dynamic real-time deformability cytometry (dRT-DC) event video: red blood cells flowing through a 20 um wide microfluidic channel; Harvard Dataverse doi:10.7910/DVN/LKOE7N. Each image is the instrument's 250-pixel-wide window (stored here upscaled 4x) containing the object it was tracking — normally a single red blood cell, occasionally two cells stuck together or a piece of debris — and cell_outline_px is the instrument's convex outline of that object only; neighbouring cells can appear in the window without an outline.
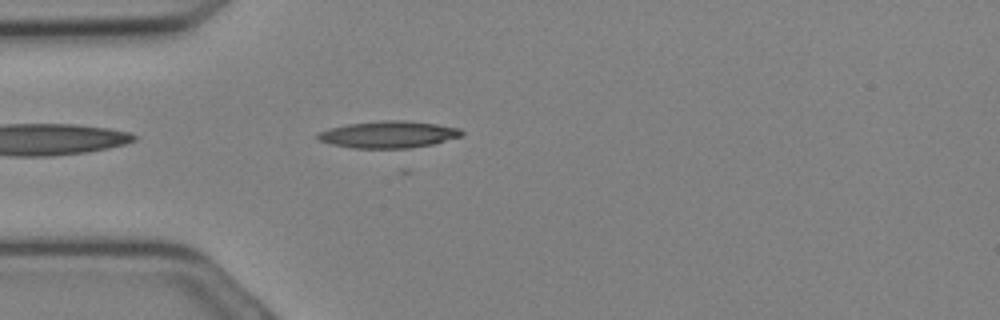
{"species": "Egyptian fruit bat (a non-hibernating species)", "species_latin": "Rousettus aegyptiacus", "temperature_condition": "cold", "stored_images_in_passage": 11, "camera_frame_rate_fps": 3000, "um_per_image_px": 0.085, "animal": {"sex": "female"}, "frame": {"image": 1, "passage_image": 3, "time_ms": 0.667, "image_size_px": [1000, 320], "cell_outline_px": [[464, 132], [460, 136], [404, 152], [400, 152], [352, 148], [332, 144], [320, 140], [316, 136], [320, 132], [332, 128], [348, 124], [384, 120], [404, 120], [436, 124], [460, 128]], "centroid_in_image_um": [33.06, 11.49], "position_along_channel_um": 51.9, "area_um2": 23.35}}
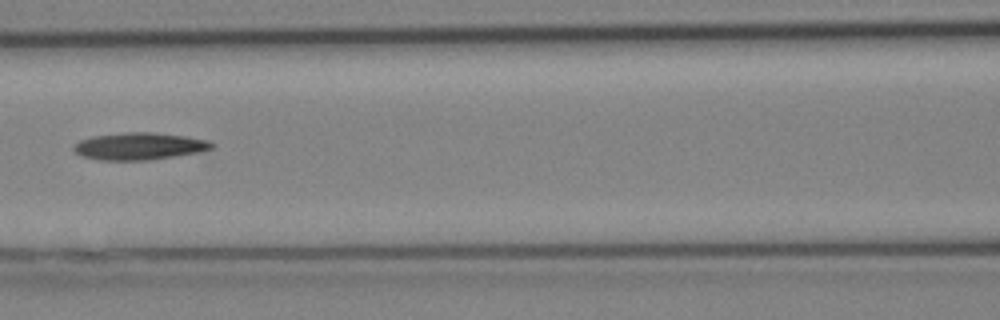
{"frame": {"image": 2, "passage_image": 8, "time_ms": 2.333, "image_size_px": [1000, 320], "cell_outline_px": [[216, 144], [212, 148], [200, 152], [148, 160], [100, 160], [80, 156], [72, 148], [80, 140], [92, 136], [124, 132], [152, 132], [188, 136], [208, 140]], "centroid_in_image_um": [11.86, 12.42], "position_along_channel_um": 154.7, "area_um2": 21.96}}
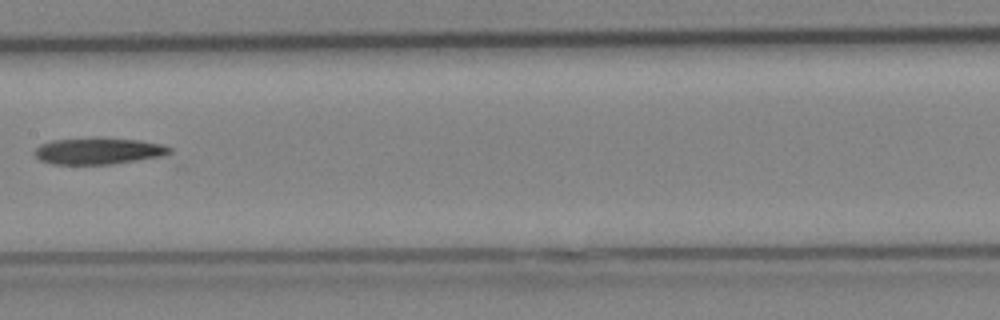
{"frame": {"image": 3, "passage_image": 10, "time_ms": 3.0, "image_size_px": [1000, 320], "cell_outline_px": [[172, 152], [160, 156], [112, 164], [52, 164], [40, 160], [36, 156], [36, 148], [40, 144], [52, 140], [136, 140], [160, 144], [172, 148]], "centroid_in_image_um": [8.35, 12.87], "position_along_channel_um": 199.1, "area_um2": 19.77}}